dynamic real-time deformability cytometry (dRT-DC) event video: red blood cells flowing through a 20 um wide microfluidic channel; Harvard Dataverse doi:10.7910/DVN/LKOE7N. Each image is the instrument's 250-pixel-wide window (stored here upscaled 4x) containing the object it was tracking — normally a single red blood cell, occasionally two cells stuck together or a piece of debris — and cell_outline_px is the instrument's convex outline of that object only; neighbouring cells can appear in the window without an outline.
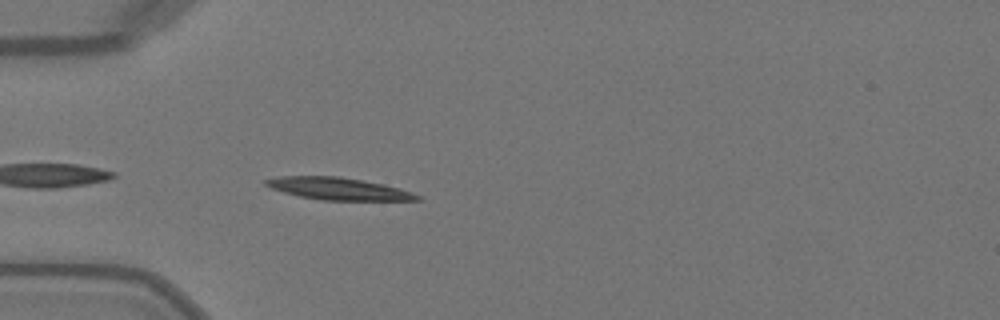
{"species": "Egyptian fruit bat (a non-hibernating species)", "species_latin": "Rousettus aegyptiacus", "temperature_condition": "warm", "stored_images_in_passage": 37, "camera_frame_rate_fps": 3000, "um_per_image_px": 0.085, "animal": {"sex": "female"}, "frame": {"image": 1, "passage_image": 2, "time_ms": 0.333, "image_size_px": [1000, 320], "cell_outline_px": [[420, 200], [320, 200], [300, 196], [284, 192], [272, 188], [264, 184], [264, 180], [280, 176], [340, 176], [384, 184], [400, 188], [412, 192], [420, 196]], "centroid_in_image_um": [28.76, 16.03], "position_along_channel_um": 56.2, "area_um2": 19.48}}
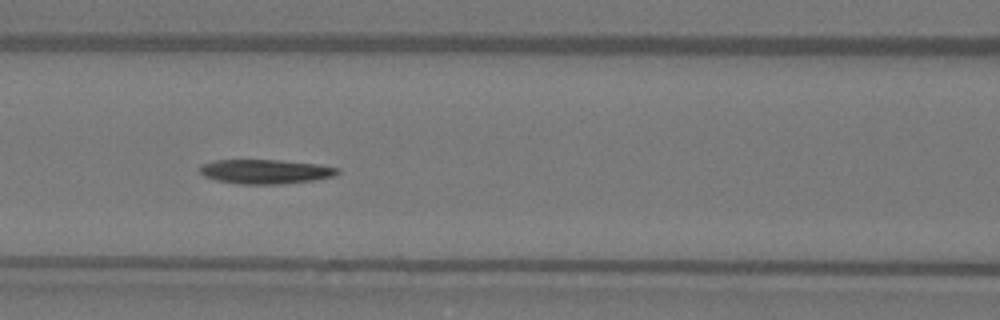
{"frame": {"image": 2, "passage_image": 9, "time_ms": 2.667, "image_size_px": [1000, 320], "cell_outline_px": [[340, 172], [332, 176], [312, 180], [280, 184], [240, 184], [216, 180], [204, 176], [200, 172], [200, 164], [216, 160], [280, 160], [316, 164], [340, 168]], "centroid_in_image_um": [22.53, 14.58], "position_along_channel_um": 144.1, "area_um2": 19.42}}
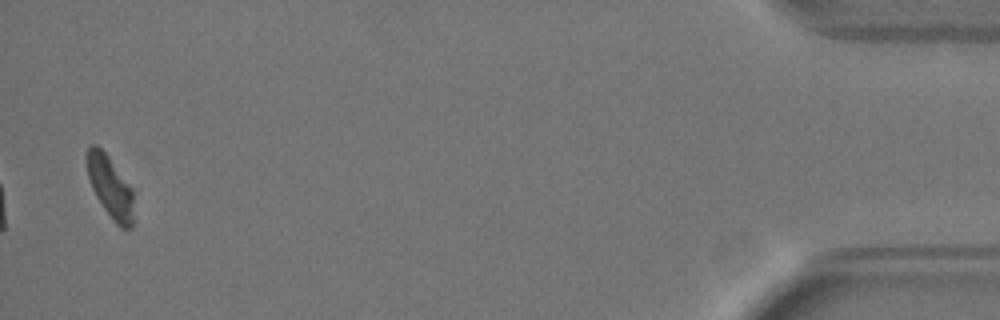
{"frame": {"image": 3, "passage_image": 36, "time_ms": 11.667, "image_size_px": [1000, 320], "cell_outline_px": [[132, 228], [120, 228], [116, 224], [104, 208], [96, 196], [92, 188], [88, 176], [84, 160], [84, 152], [92, 144], [96, 144], [108, 156], [132, 188]], "centroid_in_image_um": [9.31, 15.83], "position_along_channel_um": 425.9, "area_um2": 16.82}, "authors_computed_cell_mechanics": {"area_um2": 19.4208, "velocity_mm_per_s": 4.0593, "shape_relaxation_time_tau1_ms": 4.3219, "shape_relaxation_time_tau2_ms": null, "deformation_change_tau1": 0.207, "deformation_change_tau2": null}}